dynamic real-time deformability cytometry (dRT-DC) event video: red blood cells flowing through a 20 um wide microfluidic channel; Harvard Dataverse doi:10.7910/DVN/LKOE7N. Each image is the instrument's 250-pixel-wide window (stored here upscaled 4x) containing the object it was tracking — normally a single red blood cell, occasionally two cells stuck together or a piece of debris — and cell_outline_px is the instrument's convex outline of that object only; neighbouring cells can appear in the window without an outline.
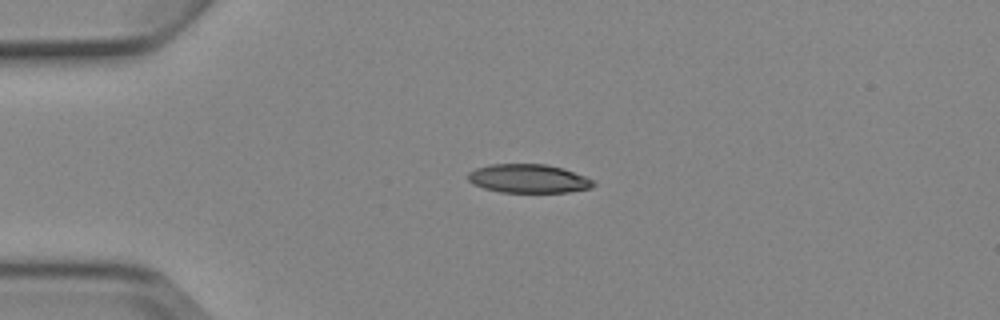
{"species": "Egyptian fruit bat (a non-hibernating species)", "species_latin": "Rousettus aegyptiacus", "temperature_condition": "cold", "stored_images_in_passage": 5, "camera_frame_rate_fps": 3000, "um_per_image_px": 0.085, "animal": {"sex": "female"}, "frame": {"image": 1, "passage_image": 3, "time_ms": 2.333, "image_size_px": [1000, 320], "cell_outline_px": [[596, 184], [592, 188], [568, 192], [500, 192], [484, 188], [472, 184], [468, 180], [468, 172], [476, 168], [492, 164], [548, 164], [564, 168], [596, 180]], "centroid_in_image_um": [44.96, 15.18], "position_along_channel_um": 40.0, "area_um2": 21.21}}
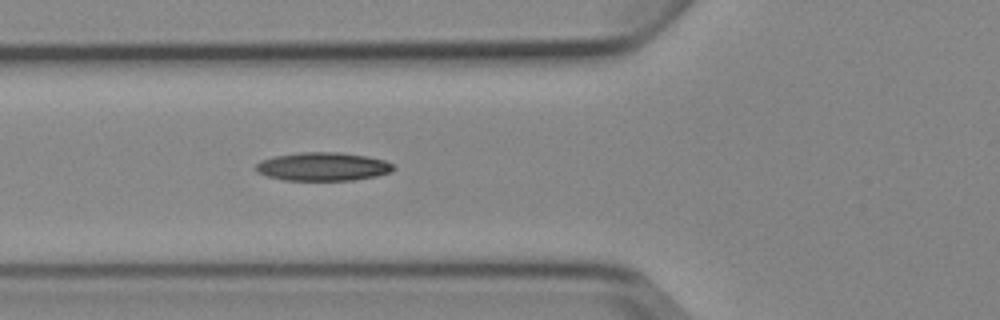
{"frame": {"image": 2, "passage_image": 5, "time_ms": 4.667, "image_size_px": [1000, 320], "cell_outline_px": [[396, 168], [392, 172], [376, 176], [352, 180], [284, 180], [268, 176], [256, 172], [256, 164], [260, 160], [272, 156], [300, 152], [340, 152], [368, 156], [384, 160], [392, 164]], "centroid_in_image_um": [27.44, 14.15], "position_along_channel_um": 98.4, "area_um2": 22.95}}